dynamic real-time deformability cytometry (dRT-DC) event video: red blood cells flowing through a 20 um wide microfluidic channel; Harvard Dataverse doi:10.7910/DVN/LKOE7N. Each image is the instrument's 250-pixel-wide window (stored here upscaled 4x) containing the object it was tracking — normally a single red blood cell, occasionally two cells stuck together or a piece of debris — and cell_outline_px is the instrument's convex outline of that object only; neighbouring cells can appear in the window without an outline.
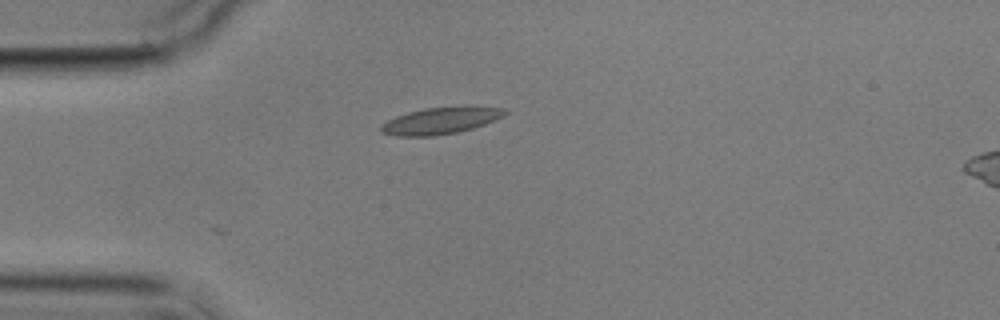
{"species": "common noctule bat (a hibernating species)", "species_latin": "Nyctalus noctula", "temperature_condition": "cold", "stored_images_in_passage": 1, "camera_frame_rate_fps": 3000, "um_per_image_px": 0.085, "animal": {"sex": "male", "body_mass_g": 17.9}, "frame": {"image": 1, "passage_image": 1, "time_ms": 0.0, "image_size_px": [1000, 320], "cell_outline_px": [[508, 112], [504, 116], [484, 124], [460, 132], [432, 136], [396, 136], [380, 132], [380, 124], [396, 116], [408, 112], [424, 108], [464, 104], [504, 108]], "centroid_in_image_um": [37.48, 10.22], "position_along_channel_um": 47.5, "area_um2": 19.88}}